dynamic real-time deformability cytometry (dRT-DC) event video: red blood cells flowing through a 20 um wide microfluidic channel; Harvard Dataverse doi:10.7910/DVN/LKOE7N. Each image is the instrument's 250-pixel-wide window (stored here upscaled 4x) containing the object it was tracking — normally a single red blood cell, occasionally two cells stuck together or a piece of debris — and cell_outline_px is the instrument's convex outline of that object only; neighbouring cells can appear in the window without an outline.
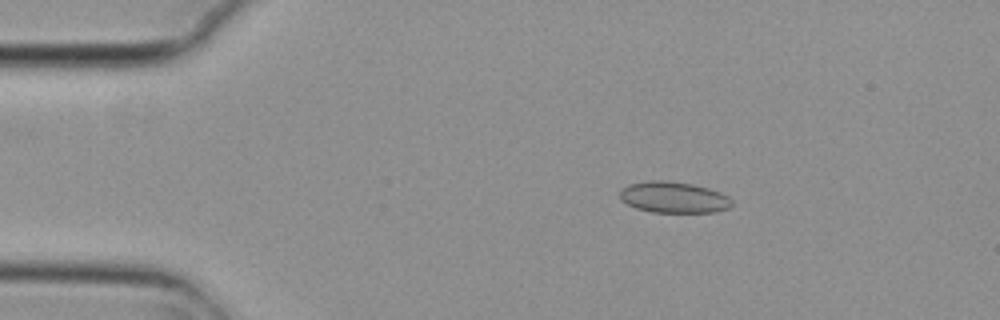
{"species": "common noctule bat (a hibernating species)", "species_latin": "Nyctalus noctula", "temperature_condition": "cold", "stored_images_in_passage": 3, "camera_frame_rate_fps": 3000, "um_per_image_px": 0.085, "animal": {"sex": "female", "body_mass_g": 29.2, "forearm_length_mm": 56.3}, "frame": {"image": 1, "passage_image": 2, "time_ms": 0.333, "image_size_px": [1000, 320], "cell_outline_px": [[732, 204], [728, 208], [716, 212], [652, 212], [636, 208], [620, 200], [620, 188], [628, 184], [648, 180], [664, 180], [692, 184], [708, 188], [720, 192], [728, 196], [732, 200]], "centroid_in_image_um": [57.23, 16.76], "position_along_channel_um": 27.8, "area_um2": 20.46}}